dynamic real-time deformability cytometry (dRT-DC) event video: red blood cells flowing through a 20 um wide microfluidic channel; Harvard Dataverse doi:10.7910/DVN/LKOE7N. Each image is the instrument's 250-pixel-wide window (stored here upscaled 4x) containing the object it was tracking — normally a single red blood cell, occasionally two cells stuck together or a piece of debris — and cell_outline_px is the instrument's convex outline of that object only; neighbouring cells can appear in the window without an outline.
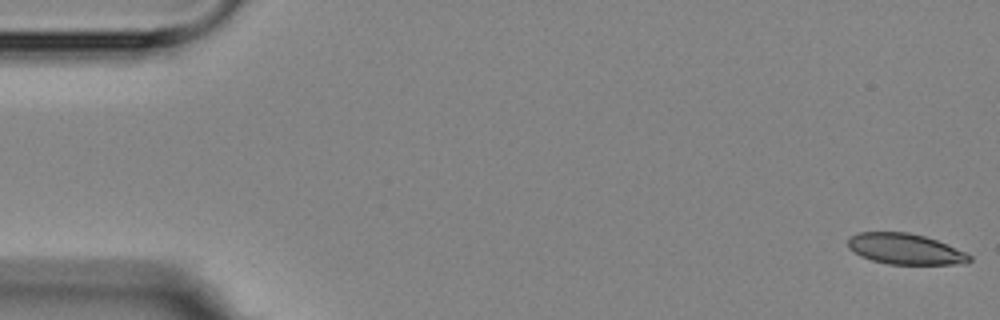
{"species": "Egyptian fruit bat (a non-hibernating species)", "species_latin": "Rousettus aegyptiacus", "temperature_condition": "room temperature", "stored_images_in_passage": 6, "camera_frame_rate_fps": 3000, "um_per_image_px": 0.085, "animal": {"sex": "female"}, "frame": {"image": 1, "passage_image": 1, "time_ms": 0.0, "image_size_px": [1000, 320], "cell_outline_px": [[972, 260], [968, 264], [888, 264], [872, 260], [860, 256], [848, 248], [848, 240], [852, 236], [860, 232], [908, 232], [924, 236], [936, 240], [964, 252], [972, 256]], "centroid_in_image_um": [76.95, 21.17], "position_along_channel_um": 8.1, "area_um2": 21.68}}